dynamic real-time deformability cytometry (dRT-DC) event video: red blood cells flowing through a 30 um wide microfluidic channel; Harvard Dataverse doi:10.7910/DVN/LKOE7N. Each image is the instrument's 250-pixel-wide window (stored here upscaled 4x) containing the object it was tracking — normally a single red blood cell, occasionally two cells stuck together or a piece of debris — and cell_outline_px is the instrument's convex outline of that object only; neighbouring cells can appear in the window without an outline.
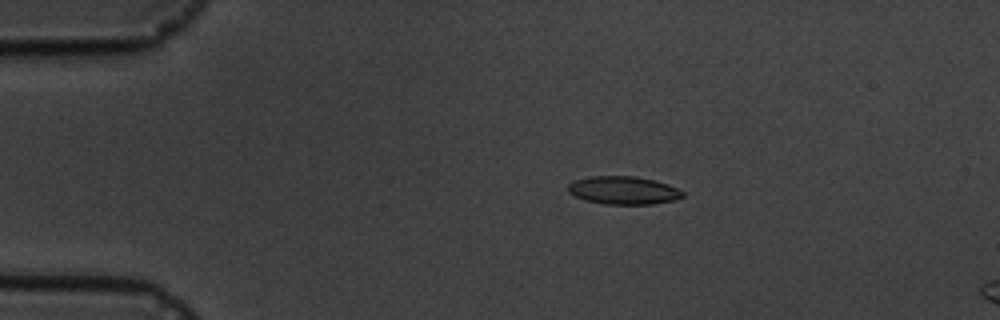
{"species": "common noctule bat (a hibernating species)", "species_latin": "Nyctalus noctula", "temperature_condition": "cold", "stored_images_in_passage": 6, "camera_frame_rate_fps": 3000, "um_per_image_px": 0.085, "animal": {"sex": "male", "body_mass_g": 19.5, "forearm_length_mm": 54.6}, "frame": {"image": 1, "passage_image": 4, "time_ms": 3.333, "image_size_px": [1000, 320], "cell_outline_px": [[684, 196], [676, 200], [652, 204], [604, 204], [584, 200], [568, 192], [568, 184], [572, 180], [588, 176], [636, 176], [668, 184], [684, 192]], "centroid_in_image_um": [52.96, 16.17], "position_along_channel_um": 32.0, "area_um2": 18.84}}